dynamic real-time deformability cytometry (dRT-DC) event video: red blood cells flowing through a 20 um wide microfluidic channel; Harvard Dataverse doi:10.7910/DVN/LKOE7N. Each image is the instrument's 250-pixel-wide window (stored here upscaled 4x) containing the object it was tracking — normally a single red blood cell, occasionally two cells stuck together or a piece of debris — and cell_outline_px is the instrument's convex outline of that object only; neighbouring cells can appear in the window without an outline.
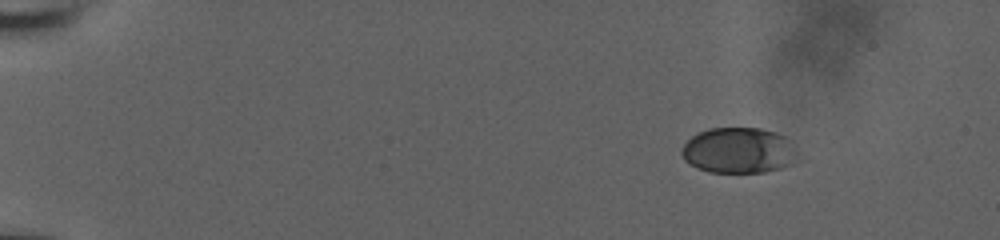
{"species": "human", "species_latin": "Homo sapiens", "temperature_condition": "room temperature", "stored_images_in_passage": 49, "camera_frame_rate_fps": 3000, "um_per_image_px": 0.085, "donor": {"sex": "male"}, "frame": {"image": 1, "passage_image": 1, "time_ms": 0.0, "image_size_px": [1000, 240], "cell_outline_px": [[796, 160], [792, 164], [780, 168], [764, 172], [708, 172], [696, 168], [688, 164], [684, 160], [680, 152], [684, 144], [692, 136], [708, 128], [760, 128], [776, 132], [784, 136], [788, 140], [796, 152]], "centroid_in_image_um": [62.75, 12.79], "position_along_channel_um": 22.3, "area_um2": 30.92}}
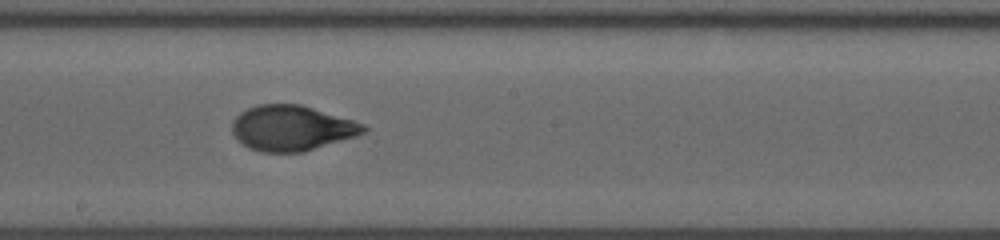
{"frame": {"image": 2, "passage_image": 27, "time_ms": 8.667, "image_size_px": [1000, 240], "cell_outline_px": [[368, 128], [364, 132], [356, 136], [304, 152], [260, 152], [248, 148], [236, 140], [232, 132], [232, 120], [240, 112], [256, 104], [300, 104], [352, 120], [364, 124]], "centroid_in_image_um": [24.75, 10.89], "position_along_channel_um": 223.5, "area_um2": 34.8}}
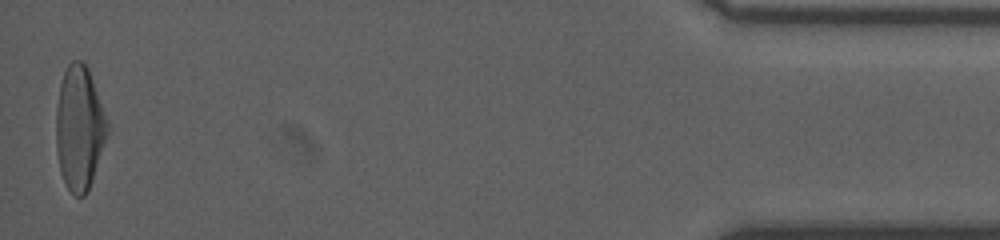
{"frame": {"image": 3, "passage_image": 49, "time_ms": 16.0, "image_size_px": [1000, 240], "cell_outline_px": [[108, 132], [88, 192], [84, 196], [76, 196], [68, 188], [60, 172], [56, 148], [56, 108], [60, 84], [64, 72], [68, 64], [72, 60], [80, 60], [88, 68], [108, 124]], "centroid_in_image_um": [6.73, 10.89], "position_along_channel_um": 428.5, "area_um2": 36.65}, "authors_computed_cell_mechanics": {"area_um2": 34.5644, "velocity_mm_per_s": 3.878, "shape_relaxation_time_tau1_ms": 3.7142, "shape_relaxation_time_tau2_ms": 0.7118, "deformation_change_tau1": 0.1604, "deformation_change_tau2": 0.0484}}